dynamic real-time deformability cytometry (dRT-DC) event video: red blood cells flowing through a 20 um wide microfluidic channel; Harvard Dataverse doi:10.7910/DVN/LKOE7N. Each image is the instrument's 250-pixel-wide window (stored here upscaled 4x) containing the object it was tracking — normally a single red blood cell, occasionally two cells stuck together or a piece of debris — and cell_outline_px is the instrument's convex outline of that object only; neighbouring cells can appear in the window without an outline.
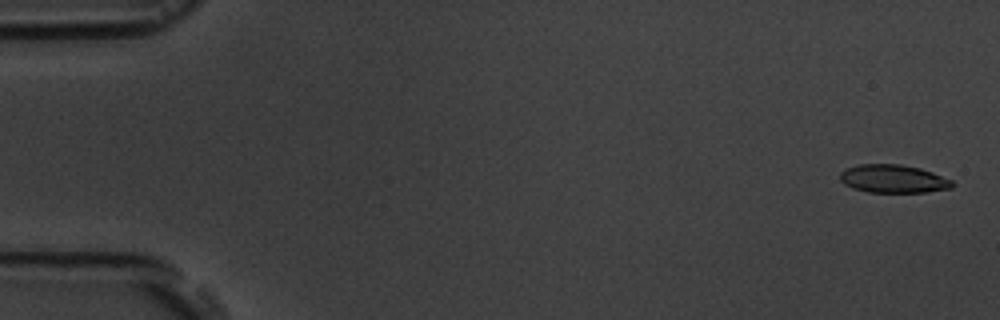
{"species": "common noctule bat (a hibernating species)", "species_latin": "Nyctalus noctula", "temperature_condition": "room temperature", "stored_images_in_passage": 5, "camera_frame_rate_fps": 3000, "um_per_image_px": 0.085, "animal": {"sex": "male", "body_mass_g": 19.5, "forearm_length_mm": 54.6}, "frame": {"image": 1, "passage_image": 1, "time_ms": 0.0, "image_size_px": [1000, 320], "cell_outline_px": [[956, 184], [952, 188], [924, 192], [868, 192], [852, 188], [844, 184], [840, 180], [840, 172], [844, 168], [860, 164], [900, 164], [920, 168], [932, 172], [952, 180]], "centroid_in_image_um": [75.92, 15.19], "position_along_channel_um": 9.1, "area_um2": 18.55}}
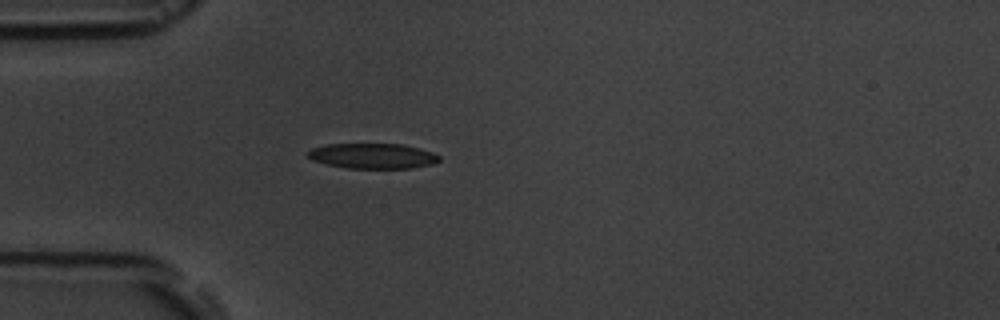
{"frame": {"image": 2, "passage_image": 5, "time_ms": 4.667, "image_size_px": [1000, 320], "cell_outline_px": [[440, 160], [432, 164], [412, 168], [348, 168], [328, 164], [312, 160], [308, 156], [308, 152], [312, 148], [328, 144], [404, 144], [420, 148], [432, 152], [440, 156]], "centroid_in_image_um": [31.71, 13.25], "position_along_channel_um": 53.3, "area_um2": 19.25}}